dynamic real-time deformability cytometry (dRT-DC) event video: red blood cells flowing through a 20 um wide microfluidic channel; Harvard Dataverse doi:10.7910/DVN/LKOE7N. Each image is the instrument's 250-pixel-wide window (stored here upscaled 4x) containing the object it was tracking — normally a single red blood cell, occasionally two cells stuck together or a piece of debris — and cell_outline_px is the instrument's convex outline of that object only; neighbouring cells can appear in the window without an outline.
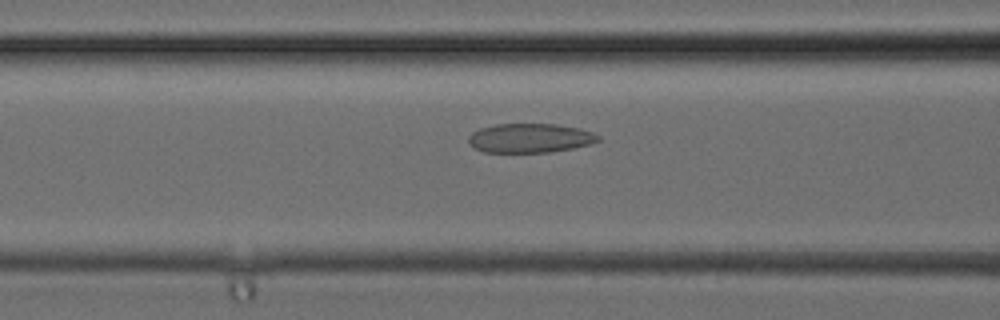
{"species": "common noctule bat (a hibernating species)", "species_latin": "Nyctalus noctula", "temperature_condition": "cold", "stored_images_in_passage": 24, "camera_frame_rate_fps": 3000, "um_per_image_px": 0.085, "animal": {"sex": "female", "body_mass_g": 24.6, "forearm_length_mm": 56.2}, "frame": {"image": 1, "passage_image": 6, "time_ms": 1.667, "image_size_px": [1000, 320], "cell_outline_px": [[600, 140], [592, 144], [552, 152], [484, 152], [476, 148], [468, 140], [468, 136], [472, 132], [480, 128], [496, 124], [556, 124], [580, 128], [592, 132], [600, 136]], "centroid_in_image_um": [45.09, 11.73], "position_along_channel_um": 121.5, "area_um2": 22.08}}
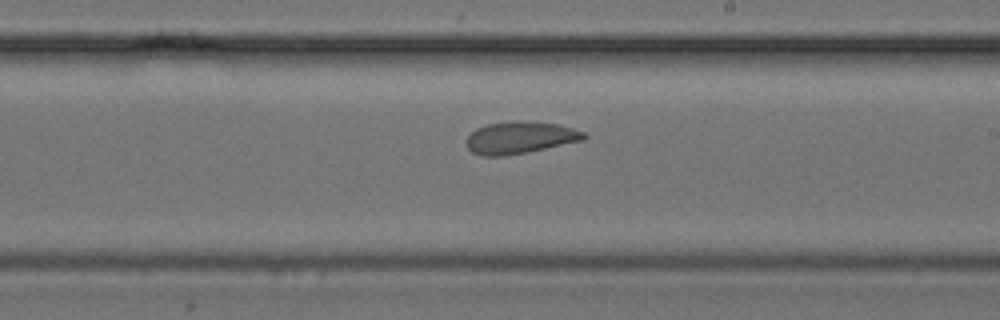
{"frame": {"image": 2, "passage_image": 12, "time_ms": 3.667, "image_size_px": [1000, 320], "cell_outline_px": [[588, 136], [584, 140], [504, 156], [480, 156], [472, 152], [468, 148], [468, 136], [476, 128], [488, 124], [512, 120], [520, 120], [556, 124], [572, 128], [584, 132]], "centroid_in_image_um": [44.19, 11.69], "position_along_channel_um": 244.8, "area_um2": 21.73}}
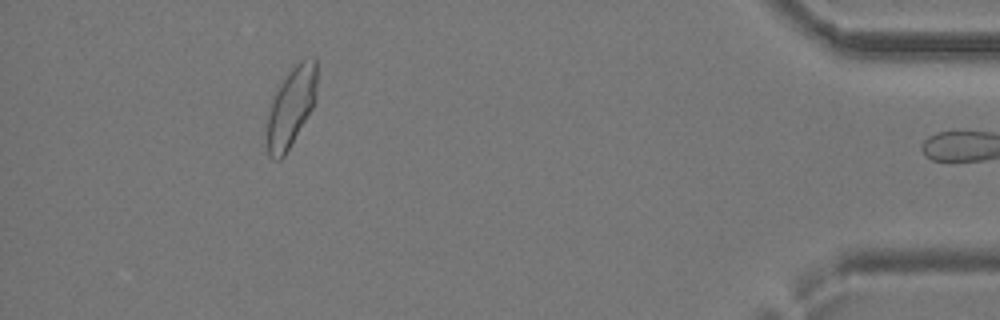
{"frame": {"image": 3, "passage_image": 23, "time_ms": 7.333, "image_size_px": [1000, 320], "cell_outline_px": [[316, 100], [312, 108], [284, 156], [280, 160], [272, 160], [268, 156], [268, 108], [276, 92], [292, 68], [300, 60], [316, 56]], "centroid_in_image_um": [24.75, 9.09], "position_along_channel_um": 410.4, "area_um2": 22.66}}